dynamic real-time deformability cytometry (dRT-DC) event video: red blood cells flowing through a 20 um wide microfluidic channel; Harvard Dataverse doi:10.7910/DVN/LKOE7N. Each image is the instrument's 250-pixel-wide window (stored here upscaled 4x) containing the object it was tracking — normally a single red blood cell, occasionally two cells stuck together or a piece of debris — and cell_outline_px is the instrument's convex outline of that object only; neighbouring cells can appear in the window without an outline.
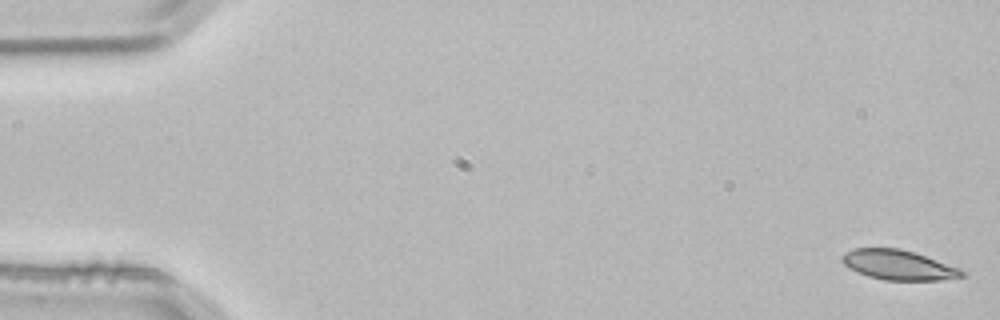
{"species": "common noctule bat (a hibernating species)", "species_latin": "Nyctalus noctula", "temperature_condition": "room temperature", "stored_images_in_passage": 3, "camera_frame_rate_fps": 3000, "um_per_image_px": 0.085, "animal": {"sex": "male", "body_mass_g": 21.5, "forearm_length_mm": 52.0}, "frame": {"image": 1, "passage_image": 1, "time_ms": 0.0, "image_size_px": [1000, 320], "cell_outline_px": [[964, 276], [940, 280], [884, 280], [868, 276], [848, 268], [840, 260], [840, 256], [844, 252], [852, 248], [900, 248], [916, 252], [960, 268], [964, 272]], "centroid_in_image_um": [76.33, 22.5], "position_along_channel_um": 8.7, "area_um2": 21.04}}